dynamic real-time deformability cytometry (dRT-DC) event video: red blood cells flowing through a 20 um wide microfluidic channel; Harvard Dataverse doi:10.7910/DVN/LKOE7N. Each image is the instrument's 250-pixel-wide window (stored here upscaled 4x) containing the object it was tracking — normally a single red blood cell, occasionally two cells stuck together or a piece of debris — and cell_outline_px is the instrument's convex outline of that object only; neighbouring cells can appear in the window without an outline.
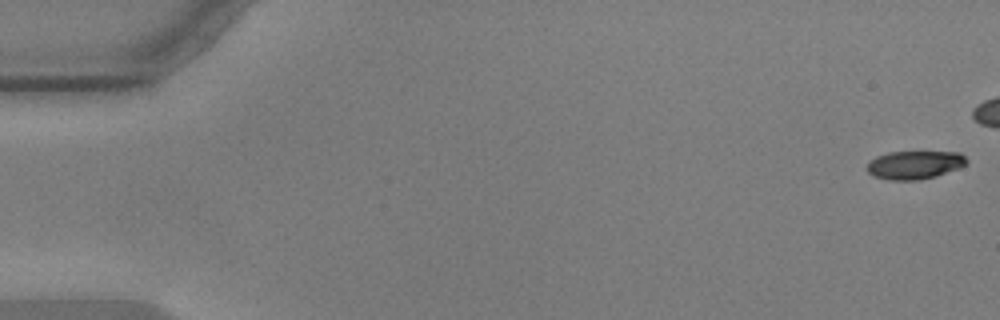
{"species": "common noctule bat (a hibernating species)", "species_latin": "Nyctalus noctula", "temperature_condition": "warm", "stored_images_in_passage": 47, "camera_frame_rate_fps": 3000, "um_per_image_px": 0.085, "animal": {"sex": "male", "body_mass_g": 17.9, "forearm_length_mm": 54.2}, "frame": {"image": 1, "passage_image": 1, "time_ms": 0.0, "image_size_px": [1000, 320], "cell_outline_px": [[968, 164], [936, 176], [920, 180], [888, 180], [872, 176], [868, 172], [868, 160], [876, 156], [888, 152], [960, 152], [968, 160]], "centroid_in_image_um": [77.72, 14.01], "position_along_channel_um": 7.3, "area_um2": 16.53}}
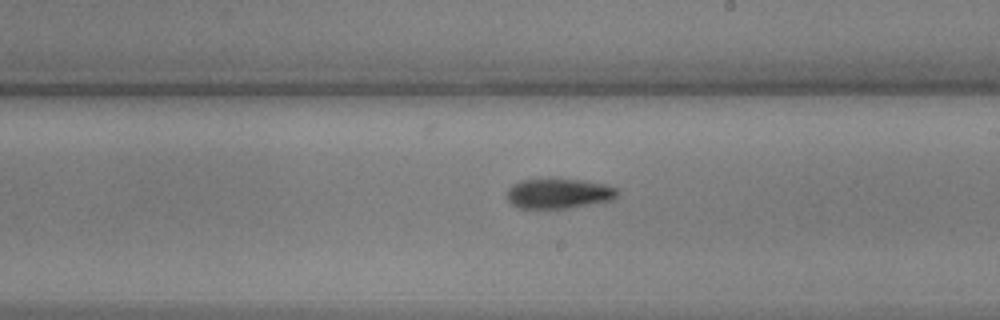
{"frame": {"image": 2, "passage_image": 33, "time_ms": 10.667, "image_size_px": [1000, 320], "cell_outline_px": [[620, 192], [612, 200], [568, 208], [520, 208], [512, 204], [508, 200], [508, 188], [512, 184], [520, 180], [580, 180], [604, 184], [616, 188]], "centroid_in_image_um": [47.49, 16.46], "position_along_channel_um": 241.5, "area_um2": 18.96}}
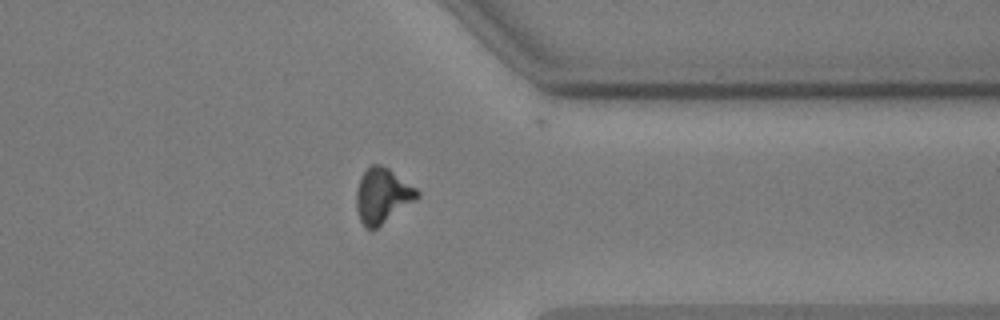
{"frame": {"image": 3, "passage_image": 45, "time_ms": 14.667, "image_size_px": [1000, 320], "cell_outline_px": [[420, 196], [416, 200], [372, 232], [364, 228], [360, 220], [356, 208], [356, 188], [360, 176], [372, 164], [380, 164], [388, 168], [416, 188], [420, 192]], "centroid_in_image_um": [32.48, 16.67], "position_along_channel_um": 378.9, "area_um2": 19.77}}